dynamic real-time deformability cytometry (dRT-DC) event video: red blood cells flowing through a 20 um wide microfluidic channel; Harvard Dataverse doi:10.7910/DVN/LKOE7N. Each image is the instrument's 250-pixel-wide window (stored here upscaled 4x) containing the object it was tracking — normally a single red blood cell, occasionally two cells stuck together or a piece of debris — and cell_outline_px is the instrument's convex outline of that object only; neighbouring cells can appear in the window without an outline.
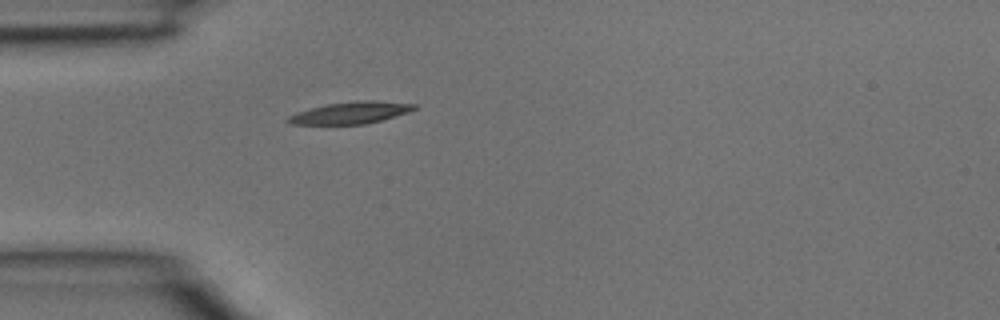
{"species": "common noctule bat (a hibernating species)", "species_latin": "Nyctalus noctula", "temperature_condition": "room temperature", "stored_images_in_passage": 30, "camera_frame_rate_fps": 3000, "um_per_image_px": 0.085, "animal": {"sex": "male", "body_mass_g": 15.6}, "frame": {"image": 1, "passage_image": 1, "time_ms": 0.0, "image_size_px": [1000, 320], "cell_outline_px": [[416, 108], [408, 112], [380, 120], [364, 124], [288, 124], [284, 120], [288, 116], [296, 112], [328, 104], [360, 100], [372, 100], [416, 104]], "centroid_in_image_um": [29.76, 9.58], "position_along_channel_um": 55.2, "area_um2": 15.9}}
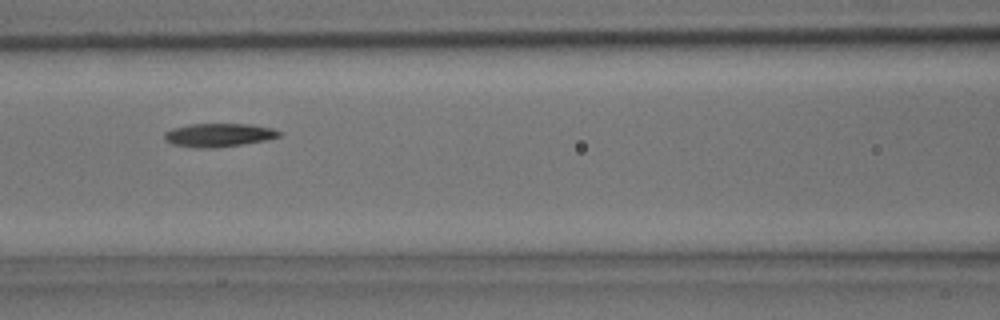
{"frame": {"image": 2, "passage_image": 7, "time_ms": 2.0, "image_size_px": [1000, 320], "cell_outline_px": [[280, 136], [268, 140], [216, 148], [196, 148], [172, 144], [164, 140], [164, 132], [172, 128], [192, 124], [252, 124], [272, 128], [280, 132]], "centroid_in_image_um": [18.57, 11.48], "position_along_channel_um": 148.0, "area_um2": 15.78}}
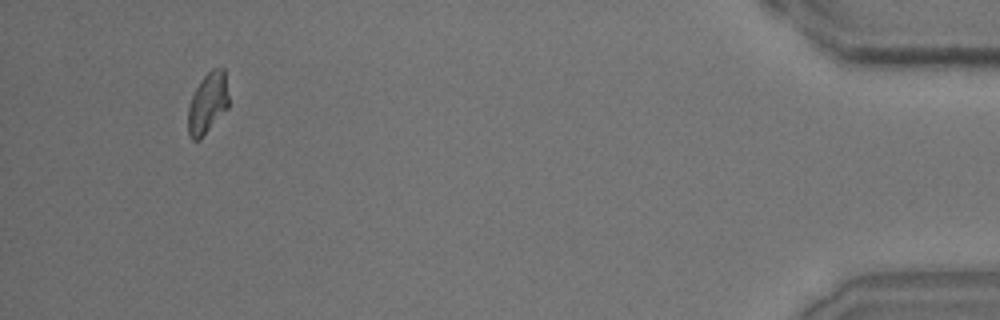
{"frame": {"image": 3, "passage_image": 28, "time_ms": 9.0, "image_size_px": [1000, 320], "cell_outline_px": [[228, 108], [200, 140], [192, 140], [188, 136], [188, 108], [192, 96], [200, 80], [212, 68], [224, 68], [228, 96]], "centroid_in_image_um": [17.64, 8.79], "position_along_channel_um": 417.6, "area_um2": 14.45}}